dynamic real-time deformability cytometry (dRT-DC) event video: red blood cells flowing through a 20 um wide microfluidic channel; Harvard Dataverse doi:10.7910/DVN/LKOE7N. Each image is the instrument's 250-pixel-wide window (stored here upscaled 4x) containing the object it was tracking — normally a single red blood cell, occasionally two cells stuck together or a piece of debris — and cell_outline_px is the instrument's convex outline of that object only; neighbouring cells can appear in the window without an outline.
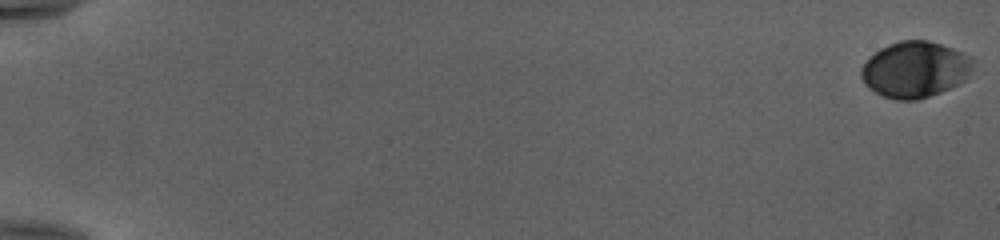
{"species": "human", "species_latin": "Homo sapiens", "temperature_condition": "cold", "stored_images_in_passage": 54, "camera_frame_rate_fps": 3000, "um_per_image_px": 0.085, "donor": {"sex": "female"}, "frame": {"image": 1, "passage_image": 1, "time_ms": 0.0, "image_size_px": [1000, 240], "cell_outline_px": [[976, 60], [972, 68], [964, 80], [960, 84], [940, 92], [916, 100], [896, 100], [884, 96], [868, 88], [864, 84], [860, 76], [860, 68], [880, 48], [888, 44], [900, 40], [928, 40], [952, 48]], "centroid_in_image_um": [77.77, 5.91], "position_along_channel_um": 7.2, "area_um2": 36.47}}
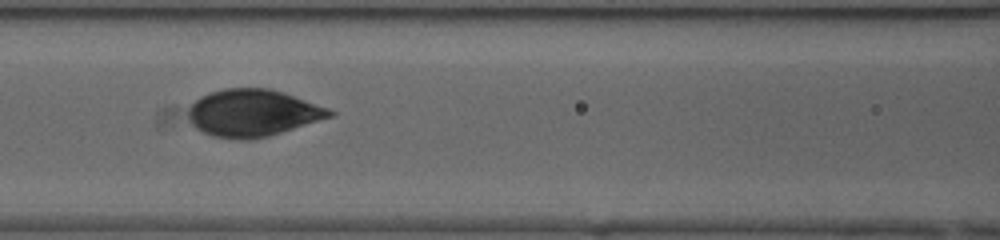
{"frame": {"image": 2, "passage_image": 27, "time_ms": 8.667, "image_size_px": [1000, 240], "cell_outline_px": [[336, 116], [268, 136], [248, 140], [240, 140], [212, 136], [196, 128], [192, 124], [188, 116], [188, 108], [200, 96], [224, 88], [268, 88], [284, 92], [328, 108], [336, 112]], "centroid_in_image_um": [21.51, 9.6], "position_along_channel_um": 145.1, "area_um2": 38.9}}
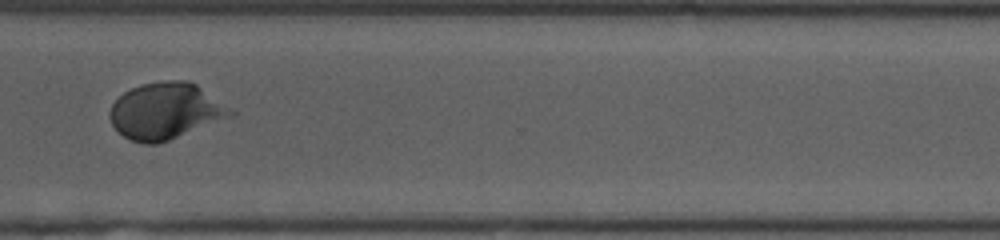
{"frame": {"image": 3, "passage_image": 43, "time_ms": 14.0, "image_size_px": [1000, 240], "cell_outline_px": [[236, 116], [168, 140], [156, 144], [144, 144], [132, 140], [124, 136], [112, 124], [108, 116], [108, 112], [112, 104], [124, 92], [140, 84], [164, 80], [188, 80], [196, 84], [236, 112]], "centroid_in_image_um": [14.09, 9.43], "position_along_channel_um": 356.5, "area_um2": 39.77}, "authors_computed_cell_mechanics": {"area_um2": 37.1943, "velocity_mm_per_s": 3.9687, "shape_relaxation_time_tau1_ms": 3.8135, "shape_relaxation_time_tau2_ms": null, "deformation_change_tau1": 0.1472, "deformation_change_tau2": null}}